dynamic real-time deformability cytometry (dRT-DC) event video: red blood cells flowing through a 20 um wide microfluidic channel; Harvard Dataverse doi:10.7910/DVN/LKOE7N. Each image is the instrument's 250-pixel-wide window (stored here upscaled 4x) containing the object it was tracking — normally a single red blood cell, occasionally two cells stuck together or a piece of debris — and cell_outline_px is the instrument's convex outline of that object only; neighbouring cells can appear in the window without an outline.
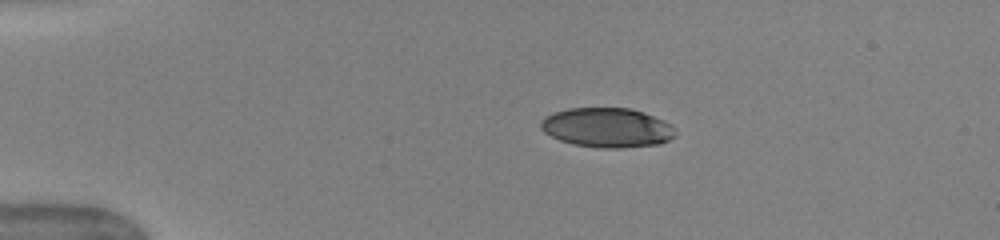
{"species": "human", "species_latin": "Homo sapiens", "temperature_condition": "warm", "stored_images_in_passage": 41, "camera_frame_rate_fps": 3000, "um_per_image_px": 0.085, "donor": {"sex": "female"}, "frame": {"image": 1, "passage_image": 1, "time_ms": 0.0, "image_size_px": [1000, 240], "cell_outline_px": [[676, 136], [660, 144], [624, 148], [600, 148], [572, 144], [560, 140], [544, 132], [540, 128], [540, 120], [552, 112], [568, 108], [632, 108], [644, 112], [664, 120], [672, 124], [676, 132]], "centroid_in_image_um": [51.62, 10.85], "position_along_channel_um": 33.4, "area_um2": 31.39}}
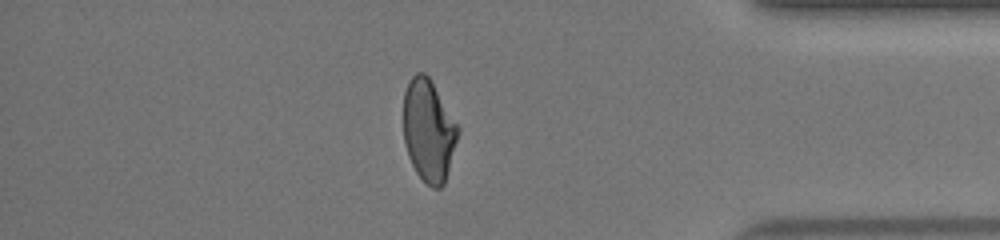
{"frame": {"image": 2, "passage_image": 34, "time_ms": 11.0, "image_size_px": [1000, 240], "cell_outline_px": [[460, 132], [444, 184], [440, 188], [432, 188], [416, 172], [408, 156], [404, 140], [404, 92], [412, 76], [416, 72], [424, 72], [428, 76], [460, 128]], "centroid_in_image_um": [36.44, 11.1], "position_along_channel_um": 398.8, "area_um2": 32.19}}
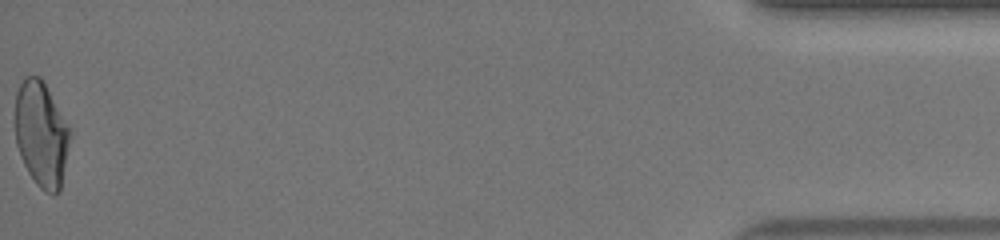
{"frame": {"image": 3, "passage_image": 41, "time_ms": 13.333, "image_size_px": [1000, 240], "cell_outline_px": [[68, 144], [60, 192], [52, 196], [44, 192], [36, 184], [28, 172], [20, 156], [16, 144], [16, 92], [20, 84], [28, 76], [40, 76], [68, 128]], "centroid_in_image_um": [3.48, 11.47], "position_along_channel_um": 431.7, "area_um2": 32.71}, "authors_computed_cell_mechanics": {"area_um2": 33.1772, "velocity_mm_per_s": 4.0718, "shape_relaxation_time_tau1_ms": 9.0938, "shape_relaxation_time_tau2_ms": 1.2716, "deformation_change_tau1": 0.2709, "deformation_change_tau2": 0.0723}}